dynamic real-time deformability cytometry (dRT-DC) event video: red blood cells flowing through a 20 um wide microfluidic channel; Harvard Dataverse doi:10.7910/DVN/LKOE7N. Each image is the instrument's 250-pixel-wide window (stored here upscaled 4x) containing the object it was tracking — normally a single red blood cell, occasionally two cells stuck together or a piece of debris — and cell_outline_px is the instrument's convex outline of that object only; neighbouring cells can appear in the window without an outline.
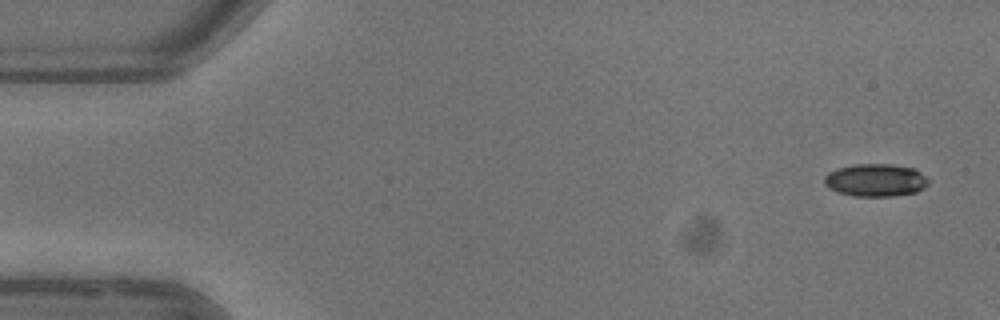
{"species": "common noctule bat (a hibernating species)", "species_latin": "Nyctalus noctula", "temperature_condition": "warm", "stored_images_in_passage": 4, "camera_frame_rate_fps": 3000, "um_per_image_px": 0.085, "animal": {"sex": "female"}, "frame": {"image": 1, "passage_image": 1, "time_ms": 0.0, "image_size_px": [1000, 320], "cell_outline_px": [[928, 184], [924, 188], [916, 192], [892, 196], [852, 196], [836, 192], [828, 188], [824, 184], [824, 176], [828, 172], [836, 168], [856, 164], [892, 164], [912, 168], [920, 172], [928, 180]], "centroid_in_image_um": [74.38, 15.32], "position_along_channel_um": 10.6, "area_um2": 19.94}}
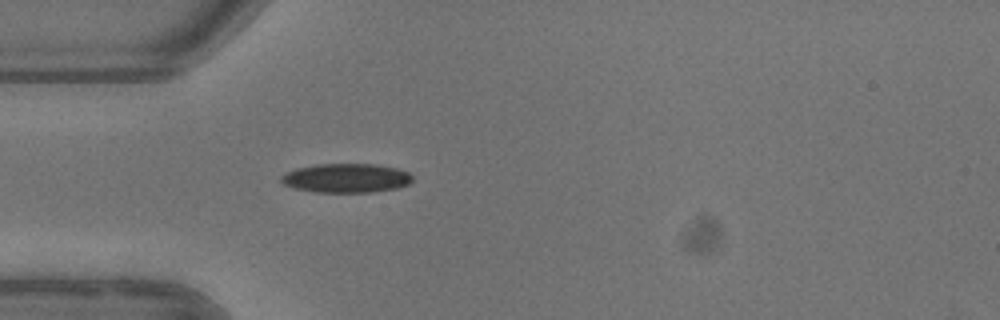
{"frame": {"image": 2, "passage_image": 4, "time_ms": 4.333, "image_size_px": [1000, 320], "cell_outline_px": [[412, 180], [408, 184], [396, 188], [372, 192], [316, 192], [296, 188], [284, 184], [280, 180], [280, 176], [296, 168], [316, 164], [376, 164], [396, 168], [408, 172], [412, 176]], "centroid_in_image_um": [29.43, 15.13], "position_along_channel_um": 55.6, "area_um2": 22.14}}